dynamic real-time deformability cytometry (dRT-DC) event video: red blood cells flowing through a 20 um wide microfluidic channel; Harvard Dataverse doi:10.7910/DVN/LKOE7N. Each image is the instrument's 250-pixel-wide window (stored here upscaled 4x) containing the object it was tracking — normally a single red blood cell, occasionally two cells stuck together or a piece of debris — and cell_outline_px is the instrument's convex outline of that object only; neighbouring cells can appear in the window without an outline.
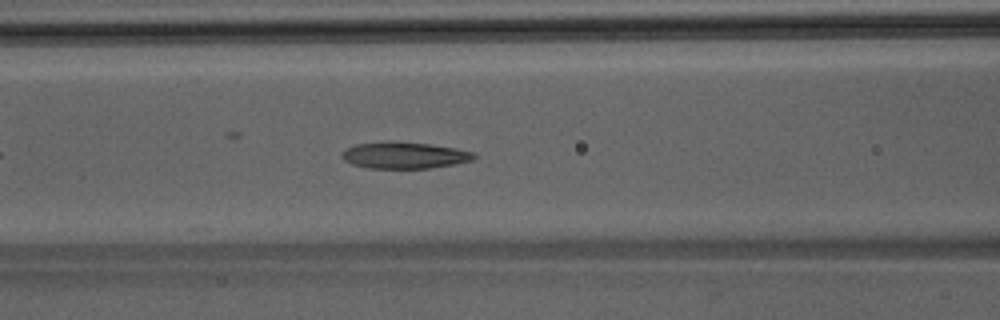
{"species": "Egyptian fruit bat (a non-hibernating species)", "species_latin": "Rousettus aegyptiacus", "temperature_condition": "room temperature", "stored_images_in_passage": 38, "camera_frame_rate_fps": 3000, "um_per_image_px": 0.085, "animal": {"sex": "male"}, "frame": {"image": 1, "passage_image": 10, "time_ms": 3.0, "image_size_px": [1000, 320], "cell_outline_px": [[476, 156], [472, 160], [456, 164], [428, 168], [368, 168], [352, 164], [344, 160], [340, 156], [340, 152], [356, 144], [384, 140], [392, 140], [428, 144], [456, 148], [476, 152]], "centroid_in_image_um": [34.35, 13.18], "position_along_channel_um": 132.2, "area_um2": 20.75}}
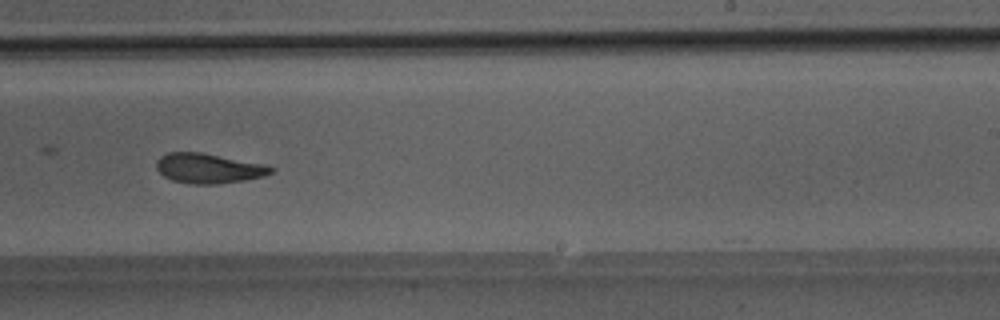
{"frame": {"image": 2, "passage_image": 20, "time_ms": 6.333, "image_size_px": [1000, 320], "cell_outline_px": [[276, 168], [272, 172], [264, 176], [244, 180], [220, 184], [188, 184], [172, 180], [164, 176], [156, 168], [156, 160], [160, 156], [168, 152], [200, 152], [264, 164]], "centroid_in_image_um": [17.71, 14.31], "position_along_channel_um": 271.3, "area_um2": 20.0}}
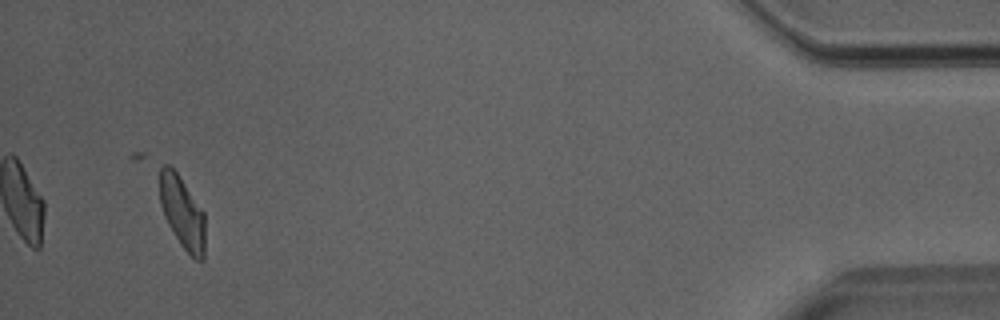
{"frame": {"image": 3, "passage_image": 36, "time_ms": 11.667, "image_size_px": [1000, 320], "cell_outline_px": [[204, 260], [196, 260], [180, 244], [168, 224], [164, 216], [160, 204], [160, 168], [164, 164], [168, 164], [176, 172], [204, 212]], "centroid_in_image_um": [15.48, 18.07], "position_along_channel_um": 419.7, "area_um2": 18.79}}